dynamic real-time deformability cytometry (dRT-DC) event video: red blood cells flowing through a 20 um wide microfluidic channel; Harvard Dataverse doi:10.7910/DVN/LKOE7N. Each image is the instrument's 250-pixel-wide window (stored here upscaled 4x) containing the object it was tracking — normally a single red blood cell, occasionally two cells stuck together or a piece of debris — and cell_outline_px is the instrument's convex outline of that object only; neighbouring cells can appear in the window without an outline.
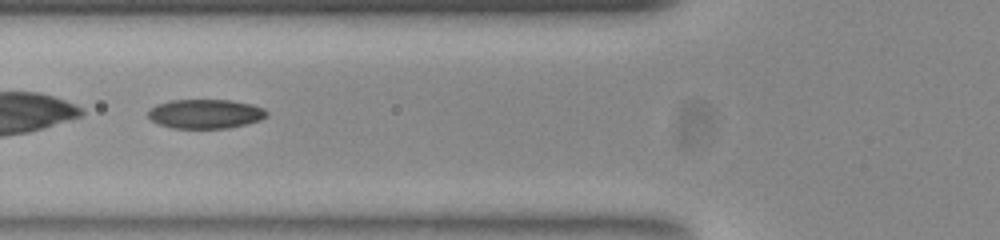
{"species": "common noctule bat (a hibernating species)", "species_latin": "Nyctalus noctula", "temperature_condition": "room temperature", "stored_images_in_passage": 31, "camera_frame_rate_fps": 3000, "um_per_image_px": 0.085, "animal": {"sex": "female", "body_mass_g": 23.0, "forearm_length_mm": 53.4}, "frame": {"image": 1, "passage_image": 5, "time_ms": 1.333, "image_size_px": [1000, 240], "cell_outline_px": [[268, 116], [260, 120], [228, 128], [172, 128], [156, 124], [148, 116], [148, 108], [156, 104], [172, 100], [232, 100], [252, 104], [264, 108], [268, 112]], "centroid_in_image_um": [17.44, 9.67], "position_along_channel_um": 108.4, "area_um2": 20.4}}
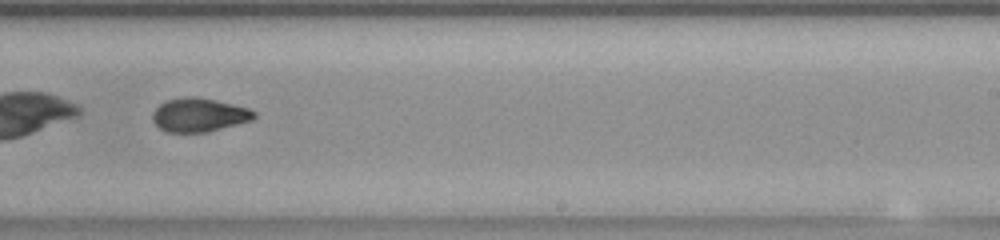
{"frame": {"image": 2, "passage_image": 18, "time_ms": 5.667, "image_size_px": [1000, 240], "cell_outline_px": [[256, 116], [252, 120], [208, 132], [168, 132], [160, 128], [152, 120], [152, 112], [160, 104], [168, 100], [188, 96], [192, 96], [216, 100], [248, 108], [256, 112]], "centroid_in_image_um": [16.92, 9.77], "position_along_channel_um": 272.1, "area_um2": 19.83}, "authors_computed_cell_mechanics": {"area_um2": 19.9988, "velocity_mm_per_s": 3.7835, "shape_relaxation_time_tau1_ms": 4.5293, "shape_relaxation_time_tau2_ms": 4.4742, "deformation_change_tau1": 0.1373, "deformation_change_tau2": 0.0839}}